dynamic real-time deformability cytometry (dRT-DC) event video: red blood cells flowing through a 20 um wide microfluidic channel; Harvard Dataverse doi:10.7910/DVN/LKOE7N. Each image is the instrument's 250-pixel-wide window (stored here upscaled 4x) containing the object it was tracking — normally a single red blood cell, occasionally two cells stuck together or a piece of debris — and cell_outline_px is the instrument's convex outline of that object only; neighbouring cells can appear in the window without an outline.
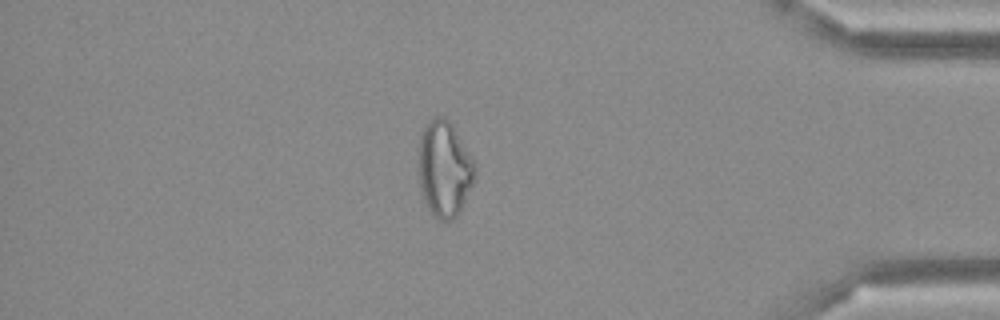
{"species": "Egyptian fruit bat (a non-hibernating species)", "species_latin": "Rousettus aegyptiacus", "temperature_condition": "cold", "stored_images_in_passage": 50, "camera_frame_rate_fps": 3000, "um_per_image_px": 0.085, "frame": {"image": 1, "passage_image": 43, "time_ms": 14.0, "image_size_px": [1000, 320], "cell_outline_px": [[476, 164], [472, 184], [460, 212], [452, 220], [440, 220], [428, 208], [424, 200], [420, 188], [420, 132], [424, 124], [428, 120], [436, 116], [444, 116], [452, 124]], "centroid_in_image_um": [37.77, 14.32], "position_along_channel_um": 397.4, "area_um2": 31.15}}